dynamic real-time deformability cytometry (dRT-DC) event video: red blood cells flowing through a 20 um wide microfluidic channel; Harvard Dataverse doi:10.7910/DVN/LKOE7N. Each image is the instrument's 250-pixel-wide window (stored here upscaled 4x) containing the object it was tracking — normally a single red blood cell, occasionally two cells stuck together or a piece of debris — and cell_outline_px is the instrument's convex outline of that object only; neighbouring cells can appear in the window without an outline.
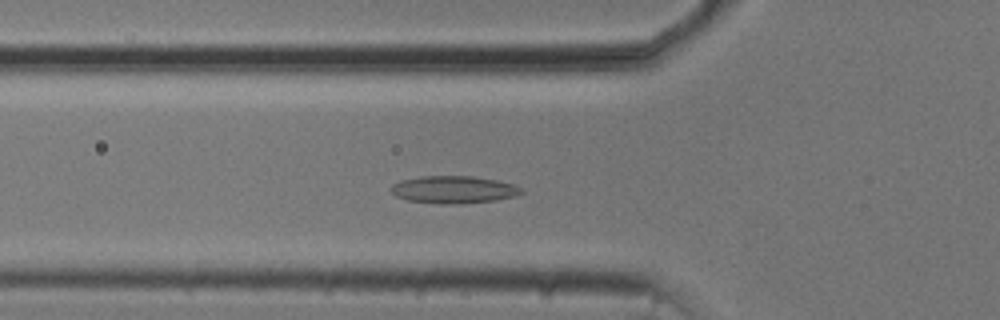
{"species": "common noctule bat (a hibernating species)", "species_latin": "Nyctalus noctula", "temperature_condition": "cold", "stored_images_in_passage": 51, "camera_frame_rate_fps": 3000, "um_per_image_px": 0.085, "animal": {"sex": "male", "body_mass_g": 20.5, "forearm_length_mm": 52.5}, "frame": {"image": 1, "passage_image": 16, "time_ms": 5.0, "image_size_px": [1000, 320], "cell_outline_px": [[524, 192], [516, 196], [496, 200], [456, 204], [436, 204], [408, 200], [396, 196], [392, 192], [392, 184], [400, 180], [420, 176], [472, 176], [496, 180], [512, 184], [524, 188]], "centroid_in_image_um": [38.58, 16.12], "position_along_channel_um": 87.2, "area_um2": 20.92}}
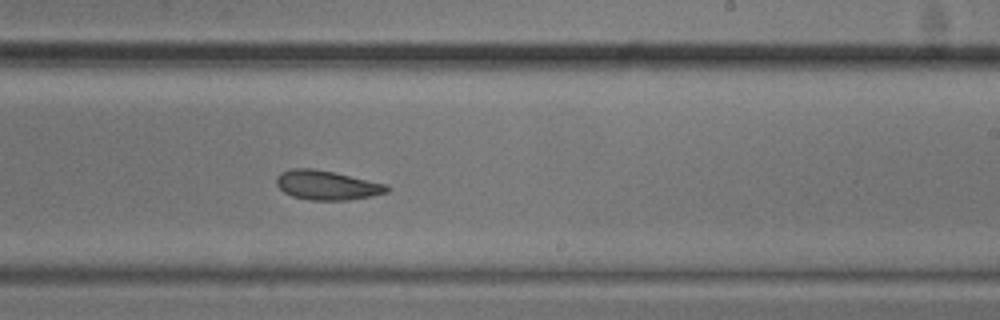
{"frame": {"image": 2, "passage_image": 30, "time_ms": 9.667, "image_size_px": [1000, 320], "cell_outline_px": [[388, 192], [372, 196], [348, 200], [312, 200], [292, 196], [284, 192], [276, 184], [276, 176], [280, 172], [292, 168], [312, 168], [332, 172], [388, 184]], "centroid_in_image_um": [27.77, 15.74], "position_along_channel_um": 261.2, "area_um2": 18.84}}
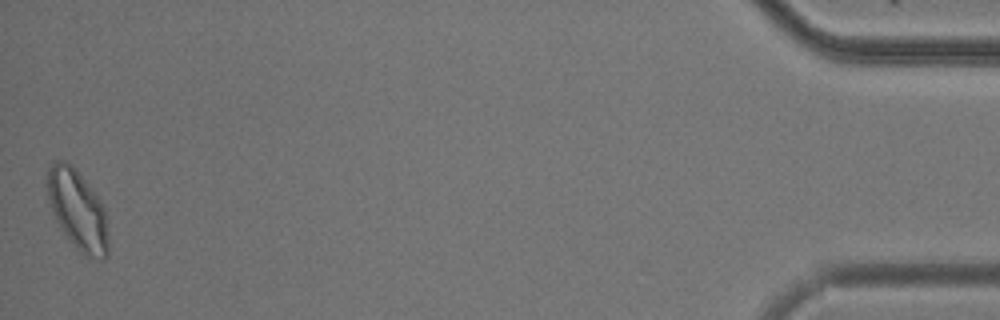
{"frame": {"image": 3, "passage_image": 51, "time_ms": 16.667, "image_size_px": [1000, 320], "cell_outline_px": [[108, 256], [104, 260], [100, 260], [84, 256], [64, 236], [52, 212], [48, 200], [44, 184], [48, 168], [56, 160], [64, 160], [72, 164], [100, 200], [104, 208], [108, 232]], "centroid_in_image_um": [6.56, 17.86], "position_along_channel_um": 428.6, "area_um2": 29.02}, "authors_computed_cell_mechanics": {"area_um2": 20.519, "velocity_mm_per_s": 3.7192, "shape_relaxation_time_tau1_ms": null, "shape_relaxation_time_tau2_ms": 5.3375, "deformation_change_tau1": null, "deformation_change_tau2": 0.1027}}